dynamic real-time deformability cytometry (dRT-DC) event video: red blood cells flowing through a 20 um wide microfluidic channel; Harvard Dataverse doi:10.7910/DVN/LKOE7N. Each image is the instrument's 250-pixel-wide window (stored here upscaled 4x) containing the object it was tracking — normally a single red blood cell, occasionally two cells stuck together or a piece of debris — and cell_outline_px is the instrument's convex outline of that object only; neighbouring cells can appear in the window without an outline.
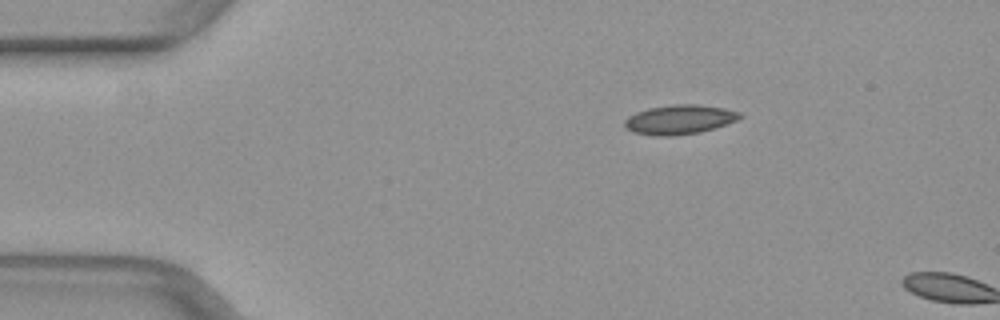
{"species": "common noctule bat (a hibernating species)", "species_latin": "Nyctalus noctula", "temperature_condition": "warm", "stored_images_in_passage": 3, "camera_frame_rate_fps": 3000, "um_per_image_px": 0.085, "animal": {"sex": "female", "body_mass_g": 29.2, "forearm_length_mm": 56.3}, "frame": {"image": 1, "passage_image": 1, "time_ms": 0.0, "image_size_px": [1000, 320], "cell_outline_px": [[744, 116], [736, 120], [716, 128], [700, 132], [672, 136], [652, 136], [632, 132], [624, 128], [624, 120], [628, 116], [636, 112], [648, 108], [672, 104], [696, 104], [724, 108], [740, 112]], "centroid_in_image_um": [57.72, 10.17], "position_along_channel_um": 27.3, "area_um2": 20.0}}